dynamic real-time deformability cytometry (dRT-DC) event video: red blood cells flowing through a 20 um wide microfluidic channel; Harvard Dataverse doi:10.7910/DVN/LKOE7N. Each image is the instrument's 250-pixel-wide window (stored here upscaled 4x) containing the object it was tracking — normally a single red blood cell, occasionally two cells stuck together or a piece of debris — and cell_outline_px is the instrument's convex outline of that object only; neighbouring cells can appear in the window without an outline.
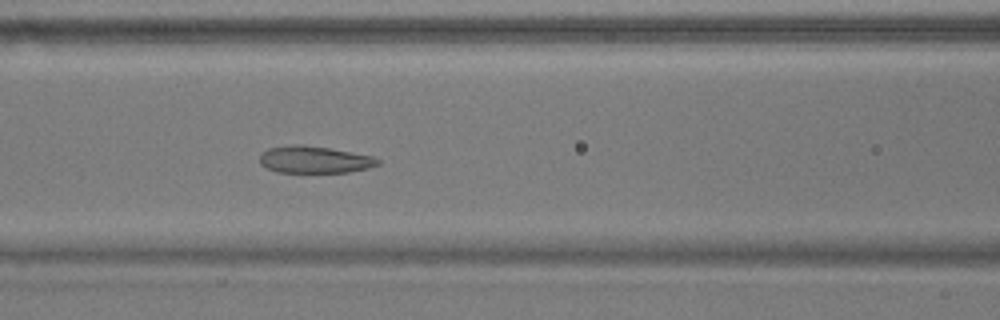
{"species": "common noctule bat (a hibernating species)", "species_latin": "Nyctalus noctula", "temperature_condition": "warm", "stored_images_in_passage": 55, "camera_frame_rate_fps": 3000, "um_per_image_px": 0.085, "animal": {"sex": "male", "body_mass_g": 17.9}, "frame": {"image": 1, "passage_image": 23, "time_ms": 7.333, "image_size_px": [1000, 320], "cell_outline_px": [[380, 164], [368, 168], [348, 172], [276, 172], [260, 164], [260, 152], [268, 148], [296, 144], [328, 148], [372, 156], [380, 160]], "centroid_in_image_um": [26.7, 13.57], "position_along_channel_um": 139.9, "area_um2": 18.44}}
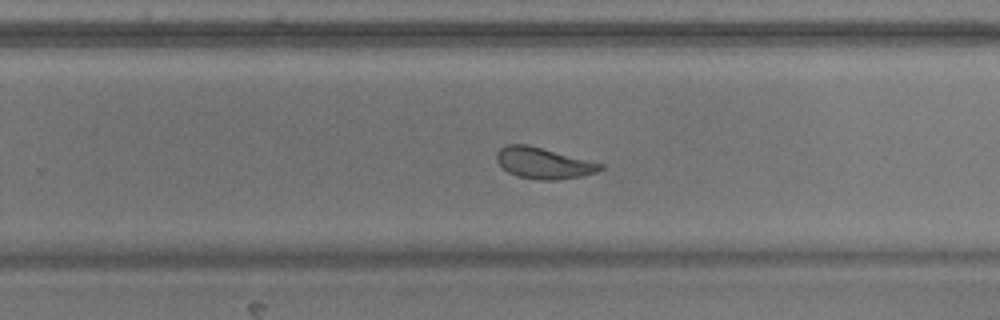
{"frame": {"image": 2, "passage_image": 35, "time_ms": 11.333, "image_size_px": [1000, 320], "cell_outline_px": [[604, 168], [596, 172], [580, 176], [556, 180], [540, 180], [516, 176], [508, 172], [496, 160], [496, 152], [500, 148], [508, 144], [528, 144], [604, 164]], "centroid_in_image_um": [46.18, 13.86], "position_along_channel_um": 283.6, "area_um2": 18.79}}
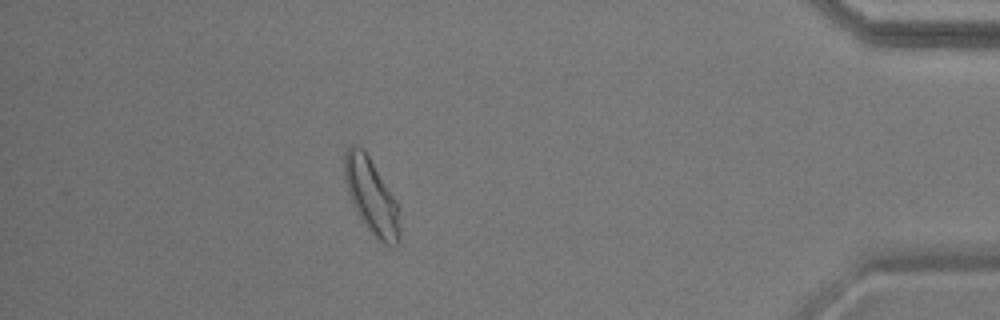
{"frame": {"image": 3, "passage_image": 49, "time_ms": 16.0, "image_size_px": [1000, 320], "cell_outline_px": [[400, 244], [392, 248], [384, 244], [364, 224], [356, 212], [352, 204], [348, 192], [344, 176], [344, 152], [352, 144], [360, 144], [364, 148], [396, 200], [400, 228]], "centroid_in_image_um": [31.57, 16.67], "position_along_channel_um": 403.6, "area_um2": 24.39}, "authors_computed_cell_mechanics": {"area_um2": 21.4438, "velocity_mm_per_s": 3.6019, "shape_relaxation_time_tau1_ms": 4.6825, "shape_relaxation_time_tau2_ms": 1.0757, "deformation_change_tau1": 0.1557, "deformation_change_tau2": 0.085}}